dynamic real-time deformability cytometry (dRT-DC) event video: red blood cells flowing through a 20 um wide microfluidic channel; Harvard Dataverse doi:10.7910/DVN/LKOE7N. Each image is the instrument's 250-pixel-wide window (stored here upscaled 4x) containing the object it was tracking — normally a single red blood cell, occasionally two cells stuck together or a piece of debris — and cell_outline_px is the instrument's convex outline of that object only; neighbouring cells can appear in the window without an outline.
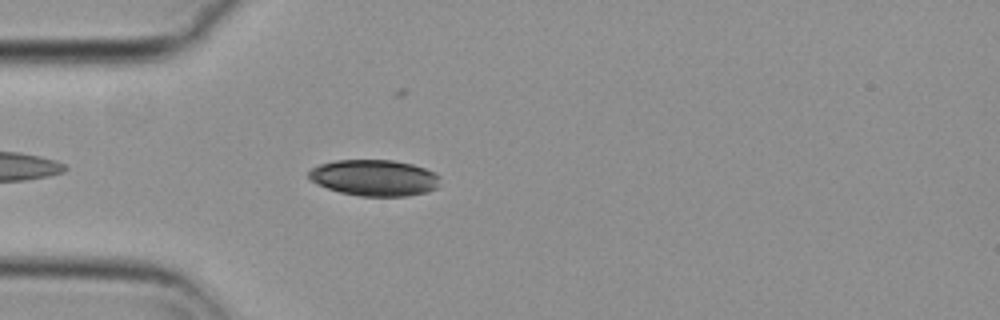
{"species": "common noctule bat (a hibernating species)", "species_latin": "Nyctalus noctula", "temperature_condition": "cold", "stored_images_in_passage": 45, "camera_frame_rate_fps": 3000, "um_per_image_px": 0.085, "animal": {"sex": "female", "body_mass_g": 29.2, "forearm_length_mm": 56.3}, "frame": {"image": 1, "passage_image": 4, "time_ms": 1.0, "image_size_px": [1000, 320], "cell_outline_px": [[440, 176], [436, 188], [428, 192], [408, 196], [360, 196], [340, 192], [316, 184], [308, 176], [308, 172], [312, 168], [320, 164], [336, 160], [392, 160], [412, 164], [424, 168]], "centroid_in_image_um": [31.82, 15.11], "position_along_channel_um": 53.2, "area_um2": 27.63}}
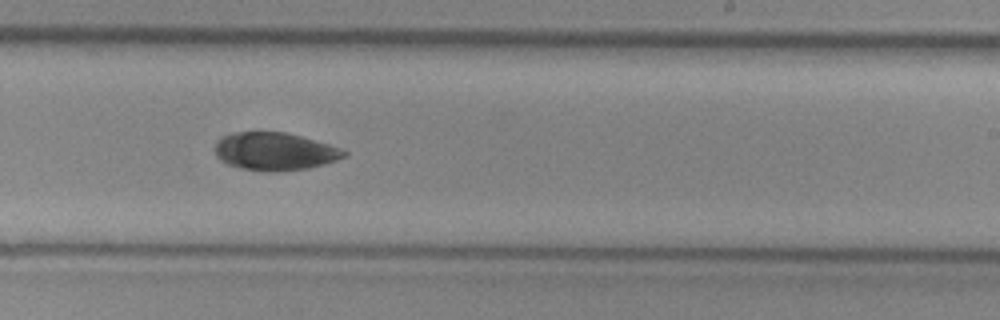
{"frame": {"image": 2, "passage_image": 22, "time_ms": 7.0, "image_size_px": [1000, 320], "cell_outline_px": [[348, 156], [324, 164], [308, 168], [272, 172], [260, 172], [240, 168], [228, 164], [220, 160], [216, 156], [216, 140], [220, 136], [232, 132], [284, 132], [300, 136], [328, 144], [340, 148], [348, 152]], "centroid_in_image_um": [23.33, 12.87], "position_along_channel_um": 265.7, "area_um2": 28.61}}
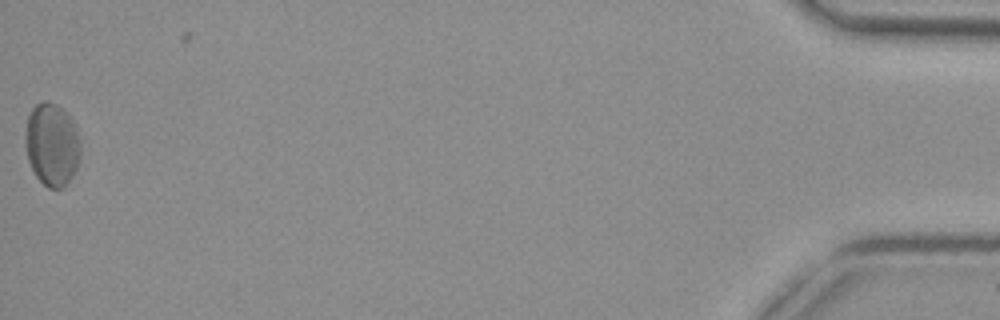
{"frame": {"image": 3, "passage_image": 44, "time_ms": 14.333, "image_size_px": [1000, 320], "cell_outline_px": [[80, 160], [72, 176], [64, 188], [48, 188], [36, 176], [28, 160], [24, 144], [24, 132], [28, 112], [36, 104], [44, 100], [48, 100], [64, 108], [68, 112], [72, 120], [80, 144]], "centroid_in_image_um": [4.39, 12.25], "position_along_channel_um": 430.8, "area_um2": 27.11}, "authors_computed_cell_mechanics": {"area_um2": 28.611, "velocity_mm_per_s": 3.6734, "shape_relaxation_time_tau1_ms": 7.3047, "shape_relaxation_time_tau2_ms": null, "deformation_change_tau1": 0.0881, "deformation_change_tau2": null}}